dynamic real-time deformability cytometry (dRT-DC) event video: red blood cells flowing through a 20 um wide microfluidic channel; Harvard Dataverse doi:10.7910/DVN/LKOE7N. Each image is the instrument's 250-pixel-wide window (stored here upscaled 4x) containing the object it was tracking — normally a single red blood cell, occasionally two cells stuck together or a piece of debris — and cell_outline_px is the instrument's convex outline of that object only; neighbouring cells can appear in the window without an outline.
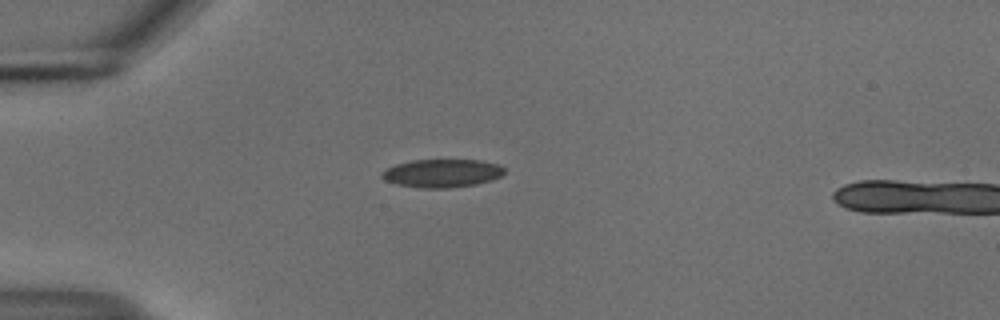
{"species": "common noctule bat (a hibernating species)", "species_latin": "Nyctalus noctula", "temperature_condition": "cold", "stored_images_in_passage": 42, "camera_frame_rate_fps": 3000, "um_per_image_px": 0.085, "animal": {"sex": "male", "body_mass_g": 18.8}, "frame": {"image": 1, "passage_image": 1, "time_ms": 0.0, "image_size_px": [1000, 320], "cell_outline_px": [[504, 172], [500, 176], [492, 180], [476, 184], [448, 188], [420, 188], [396, 184], [384, 180], [380, 176], [380, 172], [396, 164], [412, 160], [480, 160], [496, 164], [504, 168]], "centroid_in_image_um": [37.53, 14.73], "position_along_channel_um": 47.5, "area_um2": 20.11}}
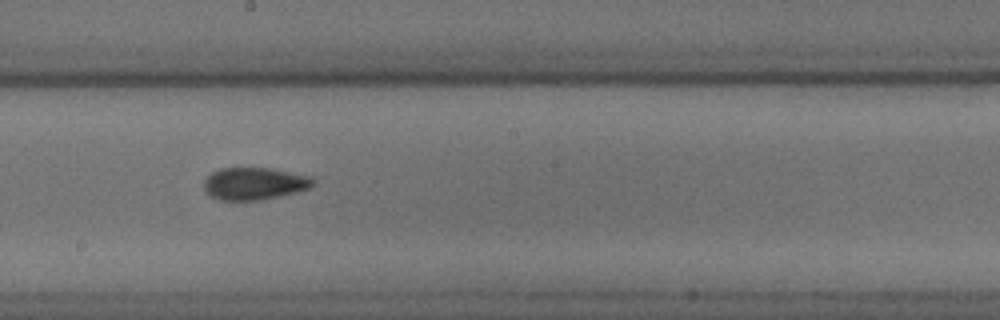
{"frame": {"image": 2, "passage_image": 17, "time_ms": 5.333, "image_size_px": [1000, 320], "cell_outline_px": [[316, 184], [308, 188], [296, 192], [280, 196], [260, 200], [220, 200], [212, 196], [204, 188], [204, 180], [212, 172], [220, 168], [272, 168], [312, 176], [316, 180]], "centroid_in_image_um": [21.67, 15.59], "position_along_channel_um": 226.5, "area_um2": 20.63}}
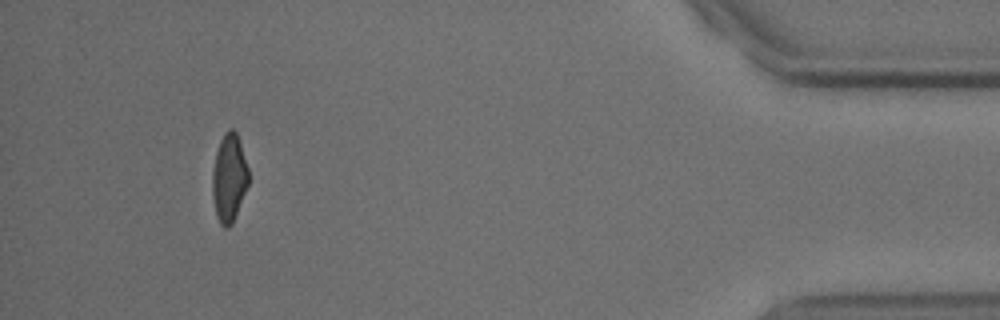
{"frame": {"image": 3, "passage_image": 37, "time_ms": 12.0, "image_size_px": [1000, 320], "cell_outline_px": [[248, 184], [232, 224], [228, 228], [224, 228], [220, 224], [216, 216], [212, 196], [212, 172], [216, 152], [220, 140], [224, 132], [228, 128], [232, 128], [236, 132], [240, 140], [248, 168]], "centroid_in_image_um": [19.46, 15.11], "position_along_channel_um": 415.7, "area_um2": 18.67}}